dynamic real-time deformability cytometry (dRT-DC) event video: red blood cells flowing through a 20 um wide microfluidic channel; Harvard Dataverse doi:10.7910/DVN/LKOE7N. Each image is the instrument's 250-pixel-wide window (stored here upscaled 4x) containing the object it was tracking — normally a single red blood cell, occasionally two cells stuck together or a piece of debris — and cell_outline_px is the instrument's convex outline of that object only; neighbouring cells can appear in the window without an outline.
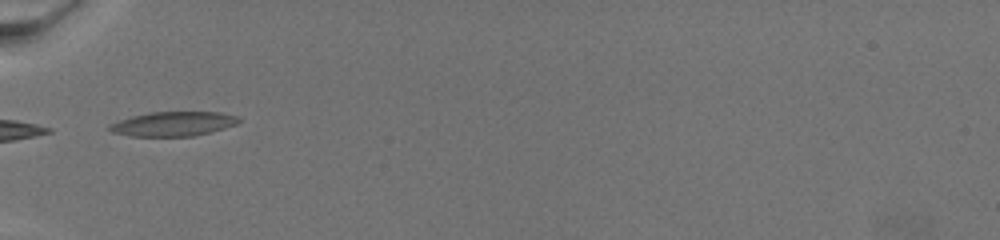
{"species": "common noctule bat (a hibernating species)", "species_latin": "Nyctalus noctula", "temperature_condition": "warm", "stored_images_in_passage": 4, "camera_frame_rate_fps": 3000, "um_per_image_px": 0.085, "animal": {"sex": "female", "body_mass_g": 19.5, "forearm_length_mm": 54.1}, "frame": {"image": 1, "passage_image": 1, "time_ms": 0.0, "image_size_px": [1000, 240], "cell_outline_px": [[240, 120], [236, 124], [224, 128], [192, 136], [128, 136], [112, 132], [108, 128], [108, 124], [132, 116], [148, 112], [220, 112], [240, 116]], "centroid_in_image_um": [14.71, 10.52], "position_along_channel_um": 70.3, "area_um2": 18.38}}